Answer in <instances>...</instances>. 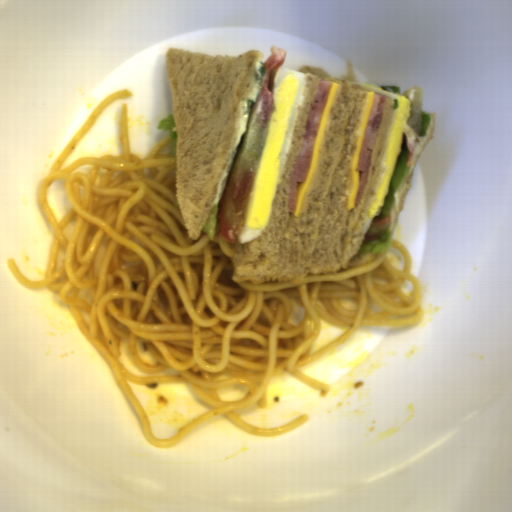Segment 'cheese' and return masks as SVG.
<instances>
[{"mask_svg":"<svg viewBox=\"0 0 512 512\" xmlns=\"http://www.w3.org/2000/svg\"><path fill=\"white\" fill-rule=\"evenodd\" d=\"M339 86L340 85L337 82H335V81L331 82L329 95H328V98H327V101H326L324 112H323V115H322V118H321V122H320V125H319V128H318L317 135H316V139H315V143H314V147H313V151H312V156H311V160H310V165H309L308 173H307V176H306L304 181L298 182L296 206H295V210L292 211L294 217H296V218L298 216H300L303 198L305 196V193L307 191L308 185L310 183V180L312 178L313 172L315 170L316 164L318 162V156H319V150H320L321 142H322V139H323V135H324V132H325V128H326V125H327L328 118H329V116H330V114L332 112V108H333L336 92H337Z\"/></svg>","mask_w":512,"mask_h":512,"instance_id":"cheese-2","label":"cheese"},{"mask_svg":"<svg viewBox=\"0 0 512 512\" xmlns=\"http://www.w3.org/2000/svg\"><path fill=\"white\" fill-rule=\"evenodd\" d=\"M254 72L255 78L253 84L243 96L235 114V131L232 139L231 149L220 178L213 207L218 205L226 190L229 173L235 160L236 148L239 145L241 137L247 127L248 100H253L255 102L257 100L259 91L261 89V78L264 77L266 73L265 63H262L256 59L254 64Z\"/></svg>","mask_w":512,"mask_h":512,"instance_id":"cheese-1","label":"cheese"},{"mask_svg":"<svg viewBox=\"0 0 512 512\" xmlns=\"http://www.w3.org/2000/svg\"><path fill=\"white\" fill-rule=\"evenodd\" d=\"M375 92H366V101H365V107L363 111V115L359 124V127L356 131V144H355V152L353 159L351 161V184L347 195V210L348 212L355 208L356 201H357V195H358V187H359V171H356L362 144H363V138L367 126V122L369 119V116L372 111V104H373V96Z\"/></svg>","mask_w":512,"mask_h":512,"instance_id":"cheese-3","label":"cheese"}]
</instances>
